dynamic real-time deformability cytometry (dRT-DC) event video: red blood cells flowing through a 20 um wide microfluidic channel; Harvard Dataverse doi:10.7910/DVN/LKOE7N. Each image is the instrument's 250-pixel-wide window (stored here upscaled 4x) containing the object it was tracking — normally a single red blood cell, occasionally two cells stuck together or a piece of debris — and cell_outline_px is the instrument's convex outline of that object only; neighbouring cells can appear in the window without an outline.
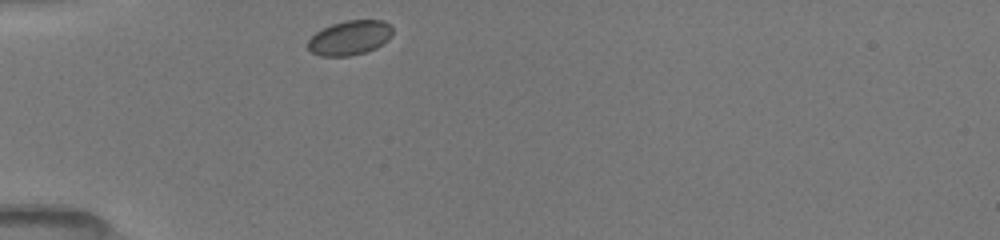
{"species": "common noctule bat (a hibernating species)", "species_latin": "Nyctalus noctula", "temperature_condition": "room temperature", "stored_images_in_passage": 37, "camera_frame_rate_fps": 3000, "um_per_image_px": 0.085, "animal": {"sex": "female", "body_mass_g": 19.5, "forearm_length_mm": 54.1}, "frame": {"image": 1, "passage_image": 1, "time_ms": 0.0, "image_size_px": [1000, 240], "cell_outline_px": [[392, 36], [388, 40], [376, 48], [364, 52], [348, 56], [320, 56], [312, 52], [308, 48], [308, 40], [316, 32], [332, 24], [344, 20], [384, 20], [392, 28]], "centroid_in_image_um": [29.74, 3.21], "position_along_channel_um": 55.3, "area_um2": 16.99}}
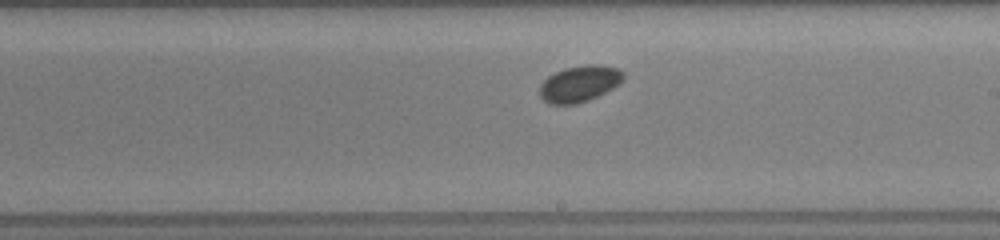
{"frame": {"image": 2, "passage_image": 16, "time_ms": 5.0, "image_size_px": [1000, 240], "cell_outline_px": [[624, 80], [620, 84], [588, 100], [576, 104], [548, 104], [540, 96], [540, 84], [548, 76], [564, 68], [588, 64], [604, 64], [620, 68], [624, 72]], "centroid_in_image_um": [49.29, 7.09], "position_along_channel_um": 239.7, "area_um2": 17.86}}
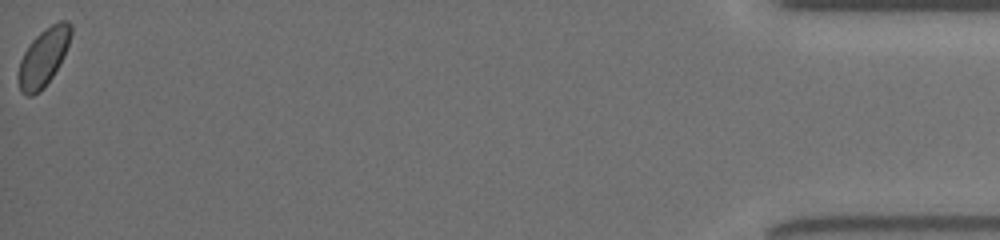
{"frame": {"image": 3, "passage_image": 37, "time_ms": 12.0, "image_size_px": [1000, 240], "cell_outline_px": [[72, 32], [64, 56], [52, 76], [44, 88], [32, 96], [28, 96], [20, 92], [16, 76], [20, 60], [24, 52], [32, 40], [40, 32], [52, 24], [60, 20], [68, 20], [72, 24]], "centroid_in_image_um": [3.67, 4.88], "position_along_channel_um": 431.5, "area_um2": 17.8}}